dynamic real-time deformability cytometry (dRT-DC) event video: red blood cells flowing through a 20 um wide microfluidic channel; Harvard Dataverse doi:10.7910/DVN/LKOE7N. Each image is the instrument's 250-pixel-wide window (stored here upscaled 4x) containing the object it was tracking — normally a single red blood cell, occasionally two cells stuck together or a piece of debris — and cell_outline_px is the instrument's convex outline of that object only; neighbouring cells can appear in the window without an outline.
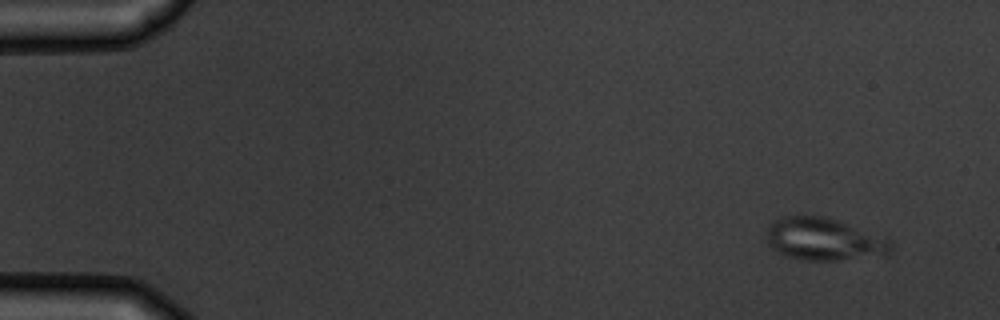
{"species": "common noctule bat (a hibernating species)", "species_latin": "Nyctalus noctula", "temperature_condition": "warm", "stored_images_in_passage": 5, "camera_frame_rate_fps": 3000, "um_per_image_px": 0.085, "animal": {"sex": "male", "body_mass_g": 19.5, "forearm_length_mm": 54.6}, "frame": {"image": 1, "passage_image": 1, "time_ms": 0.0, "image_size_px": [1000, 320], "cell_outline_px": [[892, 252], [884, 256], [836, 260], [804, 260], [784, 256], [772, 248], [768, 240], [768, 224], [776, 220], [788, 216], [820, 216], [836, 220], [888, 236], [892, 240]], "centroid_in_image_um": [70.14, 20.35], "position_along_channel_um": 14.9, "area_um2": 31.04}}
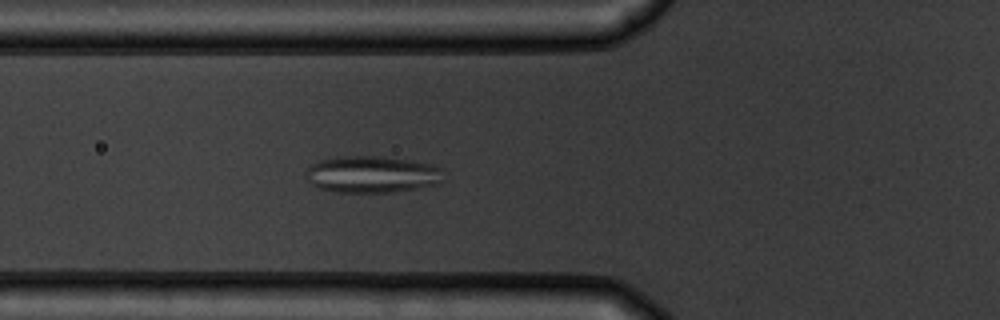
{"frame": {"image": 2, "passage_image": 5, "time_ms": 5.333, "image_size_px": [1000, 320], "cell_outline_px": [[444, 180], [440, 184], [392, 192], [336, 192], [320, 188], [312, 184], [308, 180], [304, 172], [312, 164], [320, 160], [340, 156], [380, 156], [408, 160], [432, 164], [444, 168]], "centroid_in_image_um": [31.67, 14.82], "position_along_channel_um": 94.1, "area_um2": 29.77}}